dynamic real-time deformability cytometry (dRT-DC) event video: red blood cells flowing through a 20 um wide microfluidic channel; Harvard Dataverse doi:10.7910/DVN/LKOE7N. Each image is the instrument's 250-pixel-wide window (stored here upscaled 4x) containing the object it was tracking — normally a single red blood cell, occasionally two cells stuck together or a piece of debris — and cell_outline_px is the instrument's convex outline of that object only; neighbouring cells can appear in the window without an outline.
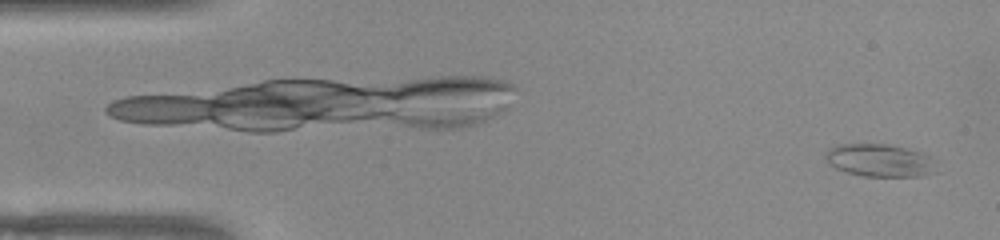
{"species": "common noctule bat (a hibernating species)", "species_latin": "Nyctalus noctula", "temperature_condition": "warm", "stored_images_in_passage": 52, "camera_frame_rate_fps": 3000, "um_per_image_px": 0.085, "animal": {"sex": "female", "body_mass_g": 22.0, "forearm_length_mm": 56.7}, "frame": {"image": 1, "passage_image": 2, "time_ms": 0.333, "image_size_px": [1000, 240], "cell_outline_px": [[940, 172], [924, 176], [864, 176], [848, 172], [836, 168], [828, 164], [824, 156], [824, 152], [828, 148], [836, 144], [888, 144], [924, 152], [940, 160]], "centroid_in_image_um": [74.91, 13.63], "position_along_channel_um": 10.1, "area_um2": 22.08}}
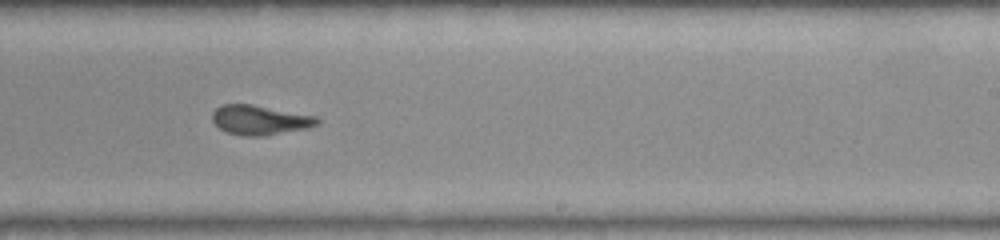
{"frame": {"image": 2, "passage_image": 31, "time_ms": 10.0, "image_size_px": [1000, 240], "cell_outline_px": [[320, 124], [308, 128], [264, 136], [244, 136], [228, 132], [220, 128], [212, 120], [212, 112], [216, 108], [224, 104], [252, 104], [316, 116], [320, 120]], "centroid_in_image_um": [22.11, 10.2], "position_along_channel_um": 266.9, "area_um2": 18.09}}
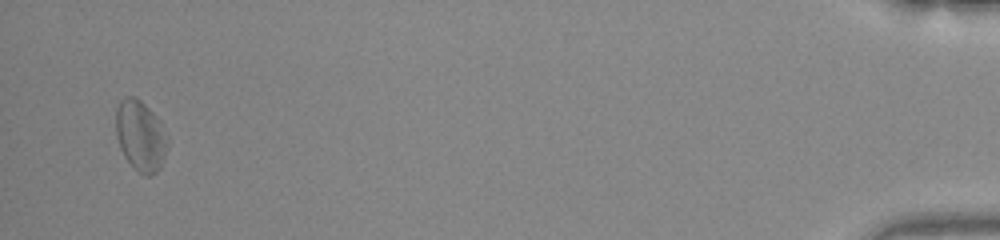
{"frame": {"image": 3, "passage_image": 50, "time_ms": 16.333, "image_size_px": [1000, 240], "cell_outline_px": [[168, 148], [160, 168], [152, 176], [144, 176], [132, 168], [124, 156], [120, 148], [116, 136], [116, 108], [120, 100], [124, 96], [136, 96], [156, 116], [168, 136]], "centroid_in_image_um": [11.94, 11.56], "position_along_channel_um": 423.3, "area_um2": 21.62}, "authors_computed_cell_mechanics": {"area_um2": 18.6983, "velocity_mm_per_s": 3.8915, "shape_relaxation_time_tau1_ms": 4.7429, "shape_relaxation_time_tau2_ms": 2.8034, "deformation_change_tau1": 0.1589, "deformation_change_tau2": 0.1109}}